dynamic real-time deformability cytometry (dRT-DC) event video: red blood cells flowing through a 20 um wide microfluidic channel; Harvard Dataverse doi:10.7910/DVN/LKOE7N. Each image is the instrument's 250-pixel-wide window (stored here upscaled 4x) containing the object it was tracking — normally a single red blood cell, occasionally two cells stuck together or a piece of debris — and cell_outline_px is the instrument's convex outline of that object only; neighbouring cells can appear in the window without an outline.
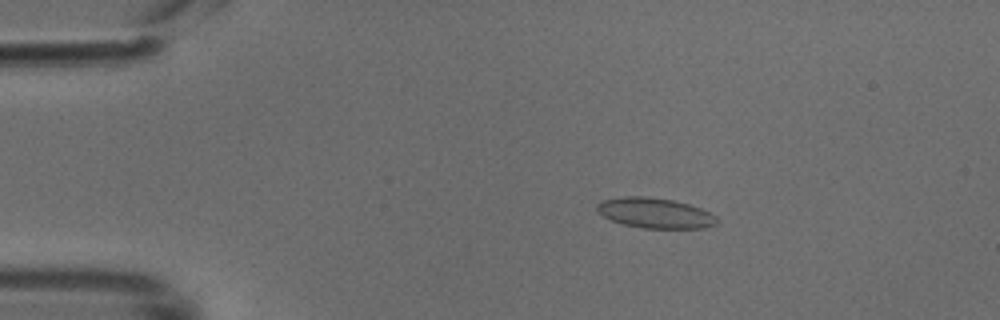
{"species": "common noctule bat (a hibernating species)", "species_latin": "Nyctalus noctula", "temperature_condition": "cold", "stored_images_in_passage": 48, "camera_frame_rate_fps": 3000, "um_per_image_px": 0.085, "animal": {"sex": "male", "body_mass_g": 18.8}, "frame": {"image": 1, "passage_image": 8, "time_ms": 2.333, "image_size_px": [1000, 320], "cell_outline_px": [[720, 220], [716, 224], [704, 228], [644, 228], [624, 224], [612, 220], [604, 216], [596, 208], [596, 204], [600, 200], [624, 196], [648, 196], [672, 200], [688, 204], [700, 208], [716, 216]], "centroid_in_image_um": [55.68, 18.1], "position_along_channel_um": 29.3, "area_um2": 21.1}}
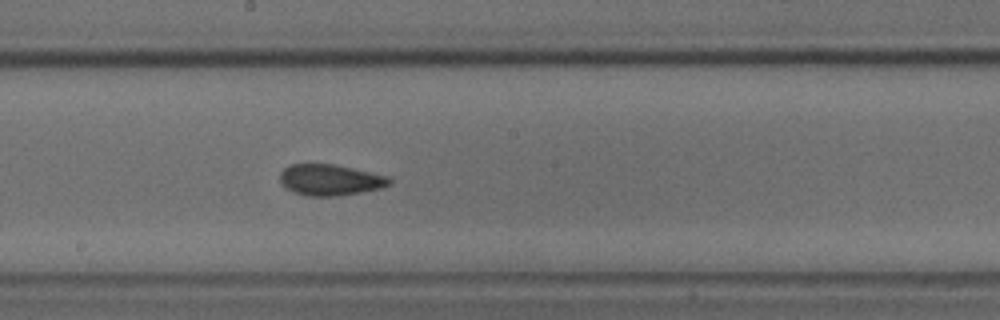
{"frame": {"image": 2, "passage_image": 26, "time_ms": 8.333, "image_size_px": [1000, 320], "cell_outline_px": [[392, 184], [384, 188], [336, 196], [308, 196], [292, 192], [280, 180], [280, 172], [288, 164], [332, 164], [352, 168], [388, 176], [392, 180]], "centroid_in_image_um": [28.09, 15.29], "position_along_channel_um": 220.1, "area_um2": 19.83}}
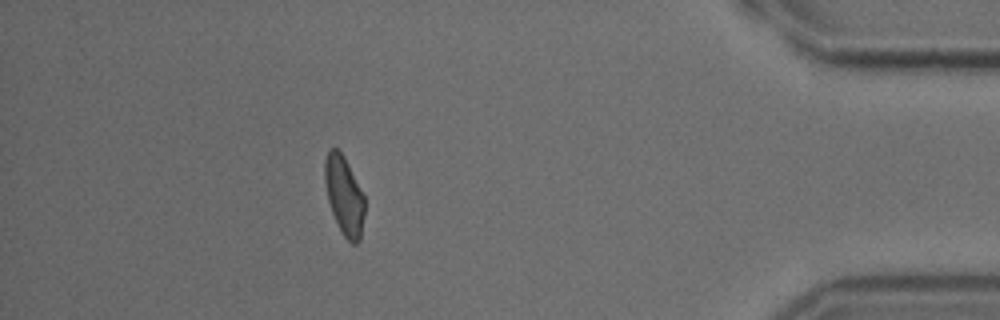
{"frame": {"image": 3, "passage_image": 43, "time_ms": 14.0, "image_size_px": [1000, 320], "cell_outline_px": [[364, 216], [360, 240], [356, 244], [352, 244], [344, 236], [332, 212], [328, 200], [324, 180], [324, 160], [328, 148], [336, 148], [344, 156], [364, 196]], "centroid_in_image_um": [29.24, 16.6], "position_along_channel_um": 406.0, "area_um2": 18.15}}